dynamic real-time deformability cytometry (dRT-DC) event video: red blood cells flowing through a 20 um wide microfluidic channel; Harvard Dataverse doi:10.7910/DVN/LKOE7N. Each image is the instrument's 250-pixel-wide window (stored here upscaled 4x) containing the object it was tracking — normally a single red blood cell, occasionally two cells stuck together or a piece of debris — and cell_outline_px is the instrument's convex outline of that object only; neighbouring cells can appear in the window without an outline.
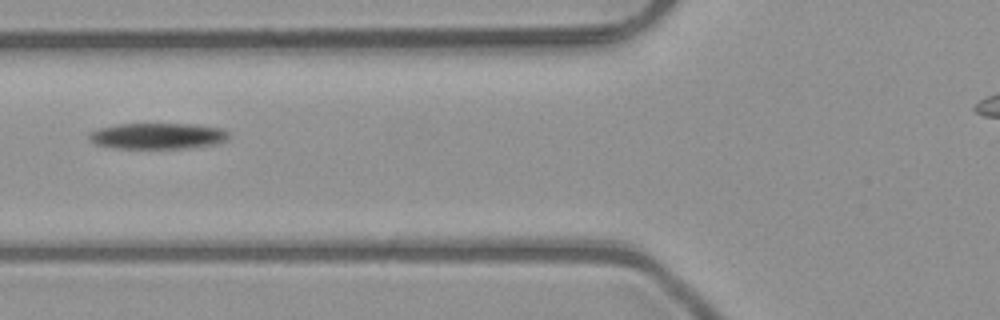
{"species": "common noctule bat (a hibernating species)", "species_latin": "Nyctalus noctula", "temperature_condition": "room temperature", "stored_images_in_passage": 3, "camera_frame_rate_fps": 3000, "um_per_image_px": 0.085, "animal": {"sex": "male", "body_mass_g": 23.1, "forearm_length_mm": 52.7}, "frame": {"image": 1, "passage_image": 3, "time_ms": 0.667, "image_size_px": [1000, 320], "cell_outline_px": [[228, 140], [216, 144], [188, 148], [112, 148], [96, 144], [88, 136], [92, 132], [100, 128], [120, 124], [196, 124], [224, 128], [228, 132]], "centroid_in_image_um": [13.48, 11.56], "position_along_channel_um": 112.3, "area_um2": 21.15}}